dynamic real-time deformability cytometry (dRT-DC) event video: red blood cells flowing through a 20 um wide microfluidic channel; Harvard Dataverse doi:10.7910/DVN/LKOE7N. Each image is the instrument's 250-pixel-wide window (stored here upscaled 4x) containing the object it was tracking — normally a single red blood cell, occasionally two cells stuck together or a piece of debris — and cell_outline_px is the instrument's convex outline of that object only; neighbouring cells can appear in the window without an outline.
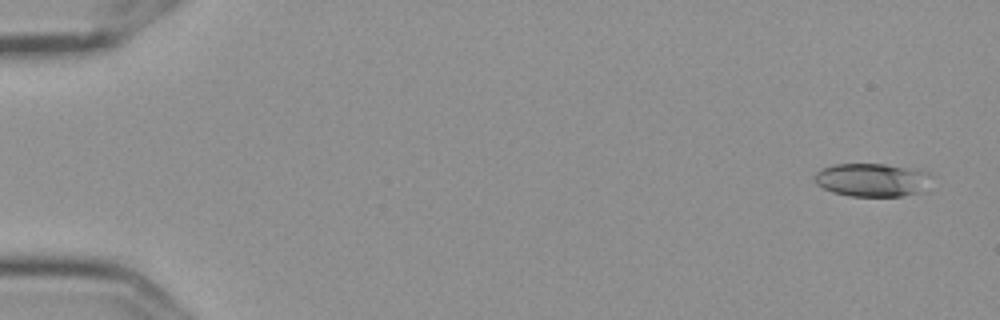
{"species": "Egyptian fruit bat (a non-hibernating species)", "species_latin": "Rousettus aegyptiacus", "temperature_condition": "cold", "stored_images_in_passage": 5, "camera_frame_rate_fps": 3000, "um_per_image_px": 0.085, "frame": {"image": 1, "passage_image": 1, "time_ms": 0.0, "image_size_px": [1000, 320], "cell_outline_px": [[932, 192], [904, 196], [848, 196], [832, 192], [816, 184], [816, 172], [820, 168], [836, 164], [884, 164], [924, 168], [932, 176]], "centroid_in_image_um": [74.33, 15.3], "position_along_channel_um": 10.7, "area_um2": 23.81}}
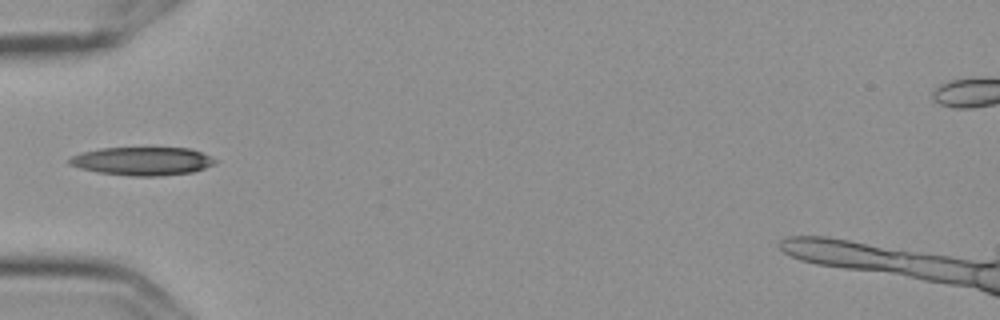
{"frame": {"image": 2, "passage_image": 5, "time_ms": 1.333, "image_size_px": [1000, 320], "cell_outline_px": [[216, 164], [192, 172], [160, 176], [132, 176], [96, 172], [80, 168], [68, 164], [68, 160], [72, 156], [80, 152], [100, 148], [188, 148], [200, 152], [216, 160]], "centroid_in_image_um": [12.06, 13.7], "position_along_channel_um": 72.9, "area_um2": 23.99}}